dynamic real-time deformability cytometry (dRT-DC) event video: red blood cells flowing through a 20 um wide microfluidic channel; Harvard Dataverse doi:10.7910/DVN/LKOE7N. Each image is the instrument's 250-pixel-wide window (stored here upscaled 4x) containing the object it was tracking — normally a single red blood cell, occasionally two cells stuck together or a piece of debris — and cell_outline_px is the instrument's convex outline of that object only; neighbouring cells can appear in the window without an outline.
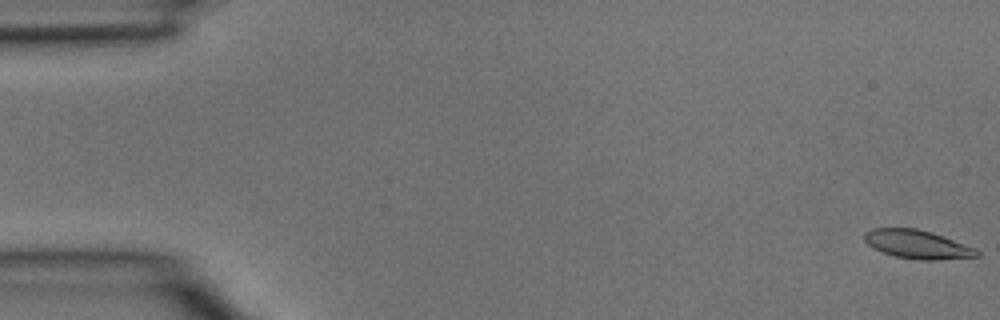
{"species": "common noctule bat (a hibernating species)", "species_latin": "Nyctalus noctula", "temperature_condition": "room temperature", "stored_images_in_passage": 4, "camera_frame_rate_fps": 3000, "um_per_image_px": 0.085, "animal": {"sex": "male", "body_mass_g": 15.6}, "frame": {"image": 1, "passage_image": 1, "time_ms": 0.0, "image_size_px": [1000, 320], "cell_outline_px": [[980, 256], [936, 260], [920, 260], [896, 256], [872, 248], [864, 240], [864, 232], [872, 228], [916, 228], [932, 232], [976, 248], [980, 252]], "centroid_in_image_um": [77.98, 20.76], "position_along_channel_um": 7.0, "area_um2": 18.73}}
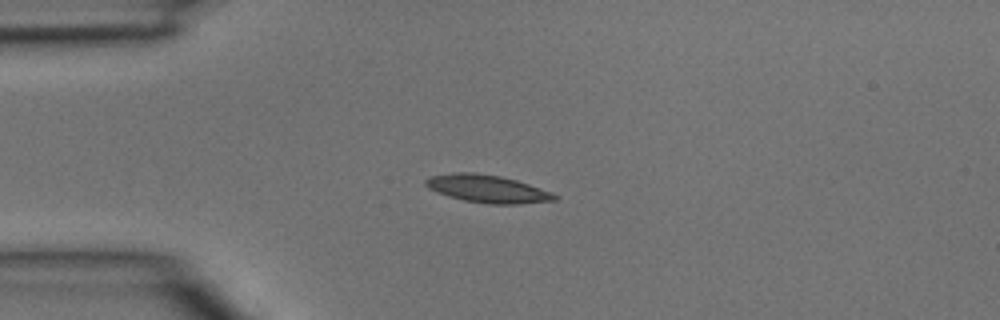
{"frame": {"image": 2, "passage_image": 4, "time_ms": 1.0, "image_size_px": [1000, 320], "cell_outline_px": [[560, 196], [556, 200], [520, 204], [488, 204], [464, 200], [448, 196], [436, 192], [428, 188], [424, 184], [424, 180], [428, 176], [452, 172], [472, 172], [500, 176], [516, 180], [528, 184]], "centroid_in_image_um": [41.37, 16.04], "position_along_channel_um": 43.6, "area_um2": 20.87}}